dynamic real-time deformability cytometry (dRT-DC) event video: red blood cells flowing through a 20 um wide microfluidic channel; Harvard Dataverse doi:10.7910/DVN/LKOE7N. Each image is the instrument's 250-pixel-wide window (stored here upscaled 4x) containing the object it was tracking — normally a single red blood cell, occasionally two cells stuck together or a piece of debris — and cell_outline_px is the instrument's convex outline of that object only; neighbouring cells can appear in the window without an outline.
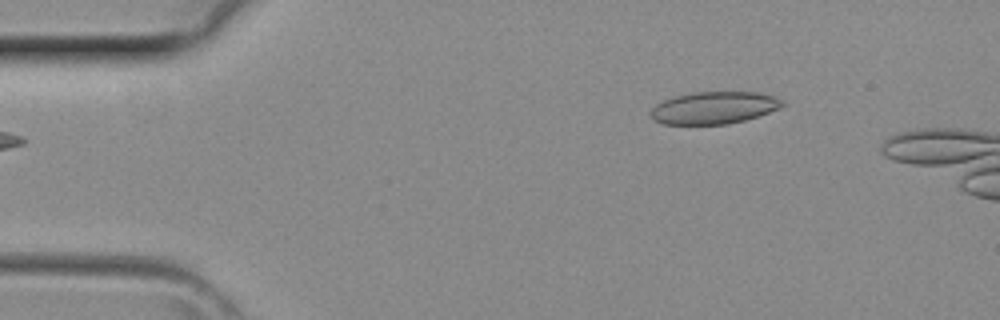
{"species": "common noctule bat (a hibernating species)", "species_latin": "Nyctalus noctula", "temperature_condition": "room temperature", "stored_images_in_passage": 4, "camera_frame_rate_fps": 3000, "um_per_image_px": 0.085, "animal": {"sex": "female", "body_mass_g": 29.2, "forearm_length_mm": 56.3}, "frame": {"image": 1, "passage_image": 4, "time_ms": 1.0, "image_size_px": [1000, 320], "cell_outline_px": [[784, 104], [780, 108], [744, 120], [728, 124], [664, 124], [652, 120], [648, 112], [656, 104], [664, 100], [676, 96], [692, 92], [756, 92], [772, 96], [780, 100]], "centroid_in_image_um": [60.62, 9.16], "position_along_channel_um": 24.4, "area_um2": 24.57}}